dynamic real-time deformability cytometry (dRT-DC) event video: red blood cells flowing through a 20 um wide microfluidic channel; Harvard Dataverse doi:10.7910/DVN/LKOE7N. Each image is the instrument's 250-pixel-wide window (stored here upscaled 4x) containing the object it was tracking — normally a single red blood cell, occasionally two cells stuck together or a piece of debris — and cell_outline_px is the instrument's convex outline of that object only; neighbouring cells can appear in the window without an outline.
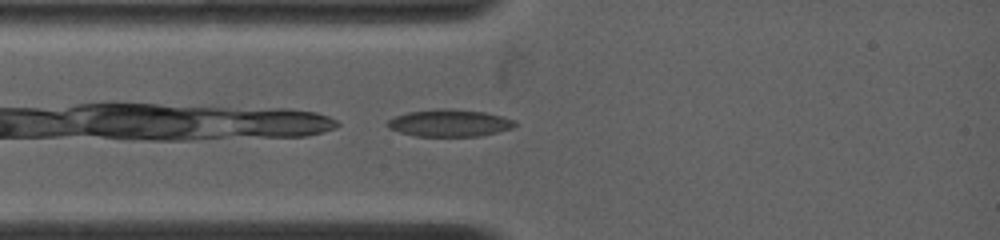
{"species": "common noctule bat (a hibernating species)", "species_latin": "Nyctalus noctula", "temperature_condition": "warm", "stored_images_in_passage": 1, "camera_frame_rate_fps": 4500, "um_per_image_px": 0.085, "animal": {"sex": "female", "body_mass_g": 19.0, "forearm_length_mm": 53.3}, "frame": {"image": 1, "passage_image": 1, "time_ms": 0.0, "image_size_px": [1000, 240], "cell_outline_px": [[468, 136], [464, 140], [400, 160], [336, 152], [320, 144], [392, 116], [440, 108], [460, 108]], "centroid_in_image_um": [34.34, 11.47], "position_along_channel_um": 50.7, "area_um2": 33.47}}